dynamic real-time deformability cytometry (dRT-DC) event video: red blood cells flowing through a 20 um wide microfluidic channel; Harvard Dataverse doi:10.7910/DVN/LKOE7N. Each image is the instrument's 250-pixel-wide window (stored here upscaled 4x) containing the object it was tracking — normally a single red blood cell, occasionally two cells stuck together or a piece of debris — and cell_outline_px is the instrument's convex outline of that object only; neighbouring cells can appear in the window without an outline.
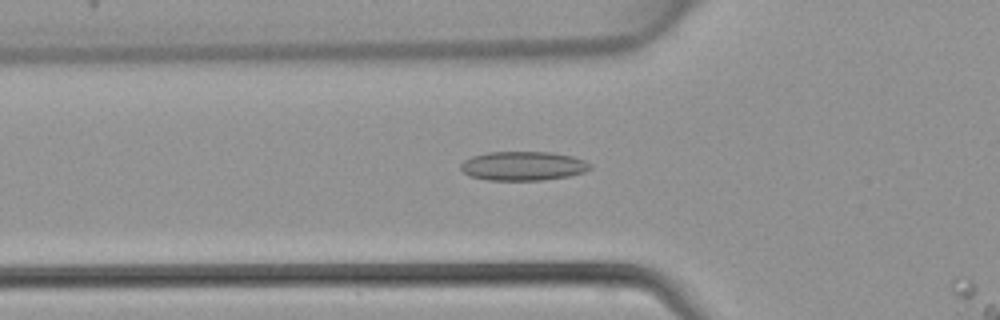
{"species": "common noctule bat (a hibernating species)", "species_latin": "Nyctalus noctula", "temperature_condition": "warm", "stored_images_in_passage": 17, "segment_of_instrument_passage": [1, 2], "camera_frame_rate_fps": 3000, "um_per_image_px": 0.085, "animal": {"sex": "female", "body_mass_g": 22.7, "forearm_length_mm": 54.2}, "frame": {"image": 1, "passage_image": 15, "time_ms": 4.667, "image_size_px": [1000, 320], "cell_outline_px": [[592, 168], [584, 172], [568, 176], [544, 180], [488, 180], [472, 176], [464, 172], [460, 168], [460, 164], [464, 160], [472, 156], [488, 152], [552, 152], [572, 156], [584, 160], [592, 164]], "centroid_in_image_um": [44.49, 14.1], "position_along_channel_um": 81.3, "area_um2": 21.96}}